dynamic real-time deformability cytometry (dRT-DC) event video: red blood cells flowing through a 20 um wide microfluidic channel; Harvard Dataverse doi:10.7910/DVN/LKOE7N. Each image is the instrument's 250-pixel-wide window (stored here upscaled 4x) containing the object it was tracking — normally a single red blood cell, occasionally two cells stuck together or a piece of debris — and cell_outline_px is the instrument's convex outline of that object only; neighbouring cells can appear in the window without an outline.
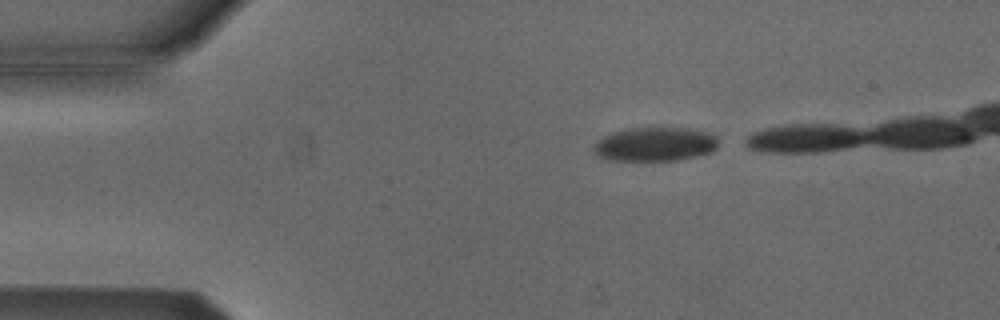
{"species": "Egyptian fruit bat (a non-hibernating species)", "species_latin": "Rousettus aegyptiacus", "temperature_condition": "cold", "stored_images_in_passage": 18, "camera_frame_rate_fps": 3000, "um_per_image_px": 0.085, "animal": {"sex": "male"}, "frame": {"image": 1, "passage_image": 1, "time_ms": 0.0, "image_size_px": [1000, 320], "cell_outline_px": [[720, 144], [712, 152], [696, 156], [676, 160], [608, 160], [600, 156], [592, 148], [604, 136], [612, 132], [628, 128], [688, 128], [712, 132], [720, 140]], "centroid_in_image_um": [55.76, 12.25], "position_along_channel_um": 29.2, "area_um2": 24.74}}
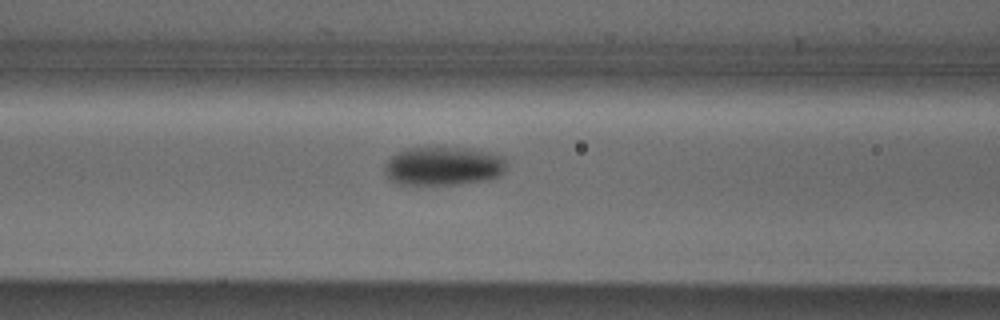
{"frame": {"image": 2, "passage_image": 13, "time_ms": 4.0, "image_size_px": [1000, 320], "cell_outline_px": [[508, 160], [504, 172], [500, 176], [492, 180], [452, 184], [396, 184], [388, 180], [384, 172], [384, 168], [388, 160], [392, 156], [408, 148], [436, 144], [468, 148], [504, 156]], "centroid_in_image_um": [37.7, 14.08], "position_along_channel_um": 128.9, "area_um2": 28.5}}
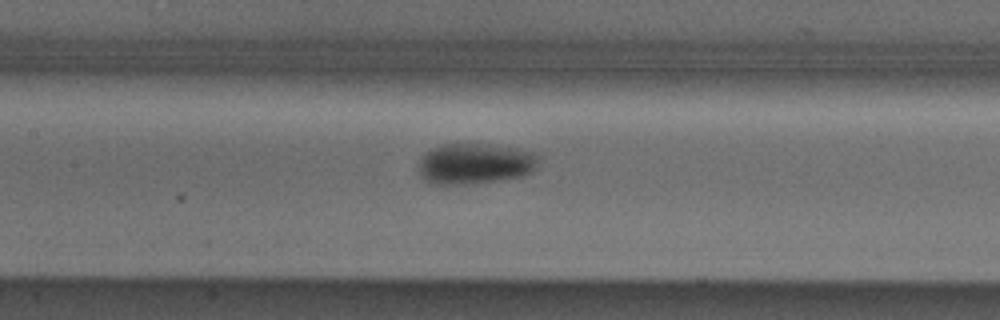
{"frame": {"image": 3, "passage_image": 16, "time_ms": 5.0, "image_size_px": [1000, 320], "cell_outline_px": [[536, 160], [532, 172], [524, 176], [496, 180], [456, 184], [440, 184], [424, 180], [420, 176], [416, 164], [420, 156], [424, 152], [432, 148], [444, 144], [476, 144], [512, 148], [532, 152], [536, 156]], "centroid_in_image_um": [40.26, 13.91], "position_along_channel_um": 167.1, "area_um2": 28.03}}